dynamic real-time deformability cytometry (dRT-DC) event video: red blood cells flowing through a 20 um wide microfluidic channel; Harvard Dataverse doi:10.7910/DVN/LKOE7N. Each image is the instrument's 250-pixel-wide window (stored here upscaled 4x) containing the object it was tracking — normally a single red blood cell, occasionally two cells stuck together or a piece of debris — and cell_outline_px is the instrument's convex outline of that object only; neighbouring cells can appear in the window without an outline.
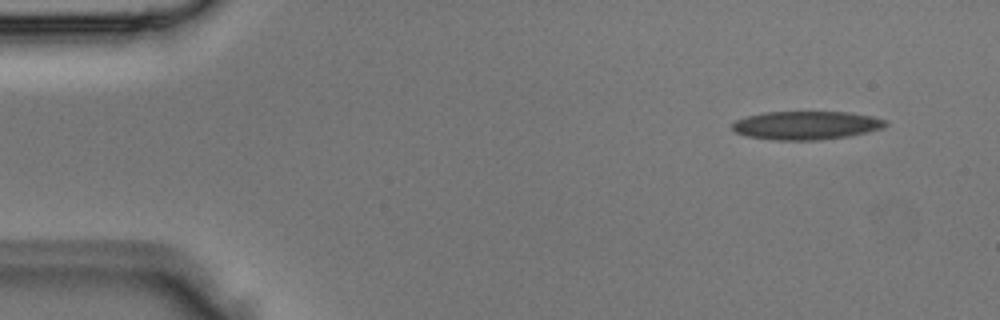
{"species": "Egyptian fruit bat (a non-hibernating species)", "species_latin": "Rousettus aegyptiacus", "temperature_condition": "room temperature", "stored_images_in_passage": 2, "camera_frame_rate_fps": 3000, "um_per_image_px": 0.085, "animal": {"sex": "male"}, "frame": {"image": 1, "passage_image": 1, "time_ms": 0.0, "image_size_px": [1000, 320], "cell_outline_px": [[888, 124], [884, 128], [868, 132], [848, 136], [820, 140], [776, 140], [748, 136], [736, 132], [732, 128], [732, 124], [736, 120], [748, 116], [764, 112], [848, 112], [872, 116], [888, 120]], "centroid_in_image_um": [68.58, 10.65], "position_along_channel_um": 16.4, "area_um2": 25.43}}